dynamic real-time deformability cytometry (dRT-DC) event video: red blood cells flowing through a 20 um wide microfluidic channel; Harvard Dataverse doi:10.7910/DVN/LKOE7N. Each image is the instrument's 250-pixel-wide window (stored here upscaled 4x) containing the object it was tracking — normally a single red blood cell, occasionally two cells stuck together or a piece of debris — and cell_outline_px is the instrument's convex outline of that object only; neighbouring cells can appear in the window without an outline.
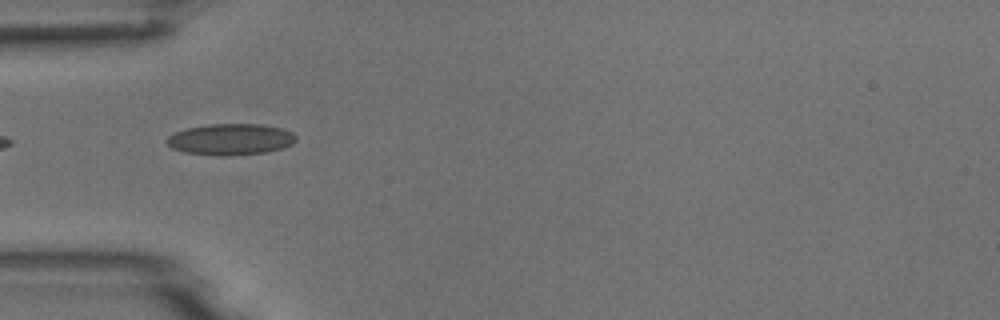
{"species": "common noctule bat (a hibernating species)", "species_latin": "Nyctalus noctula", "temperature_condition": "room temperature", "stored_images_in_passage": 5, "camera_frame_rate_fps": 3000, "um_per_image_px": 0.085, "animal": {"sex": "male", "body_mass_g": 18.8}, "frame": {"image": 1, "passage_image": 5, "time_ms": 4.667, "image_size_px": [1000, 320], "cell_outline_px": [[296, 140], [292, 144], [284, 148], [268, 152], [228, 156], [220, 156], [184, 152], [172, 148], [164, 140], [168, 136], [176, 132], [188, 128], [208, 124], [260, 124], [280, 128], [292, 132], [296, 136]], "centroid_in_image_um": [19.61, 11.85], "position_along_channel_um": 65.4, "area_um2": 23.64}}